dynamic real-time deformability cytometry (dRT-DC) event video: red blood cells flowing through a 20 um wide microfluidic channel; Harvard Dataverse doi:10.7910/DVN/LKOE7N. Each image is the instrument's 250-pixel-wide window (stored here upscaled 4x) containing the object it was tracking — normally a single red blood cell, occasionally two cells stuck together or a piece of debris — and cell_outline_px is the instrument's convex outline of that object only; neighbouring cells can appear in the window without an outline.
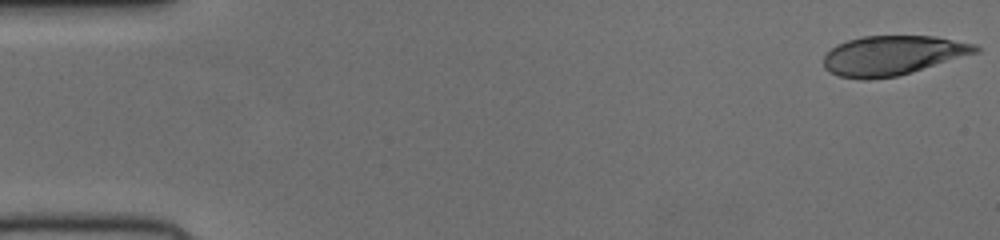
{"species": "human", "species_latin": "Homo sapiens", "temperature_condition": "cold", "stored_images_in_passage": 51, "camera_frame_rate_fps": 3000, "um_per_image_px": 0.085, "donor": {"sex": "female"}, "frame": {"image": 1, "passage_image": 1, "time_ms": 0.0, "image_size_px": [1000, 240], "cell_outline_px": [[980, 52], [912, 72], [896, 76], [868, 80], [860, 80], [840, 76], [828, 72], [824, 68], [824, 56], [836, 44], [848, 40], [864, 36], [932, 36], [976, 44], [980, 48]], "centroid_in_image_um": [75.86, 4.72], "position_along_channel_um": 9.1, "area_um2": 35.03}}
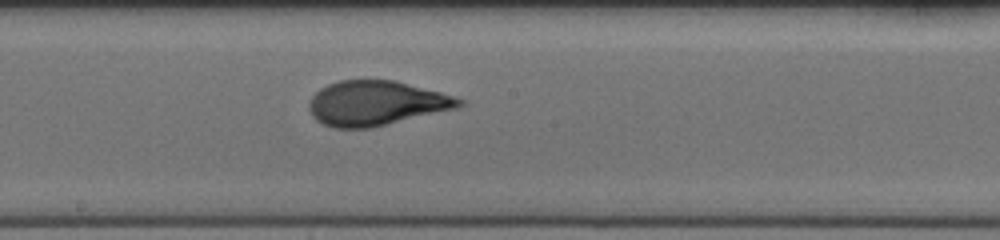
{"frame": {"image": 2, "passage_image": 28, "time_ms": 9.0, "image_size_px": [1000, 240], "cell_outline_px": [[464, 104], [456, 108], [372, 128], [332, 128], [316, 120], [312, 116], [308, 108], [308, 104], [312, 96], [320, 88], [328, 84], [340, 80], [396, 80], [440, 92], [464, 100]], "centroid_in_image_um": [31.94, 8.77], "position_along_channel_um": 216.3, "area_um2": 39.07}}
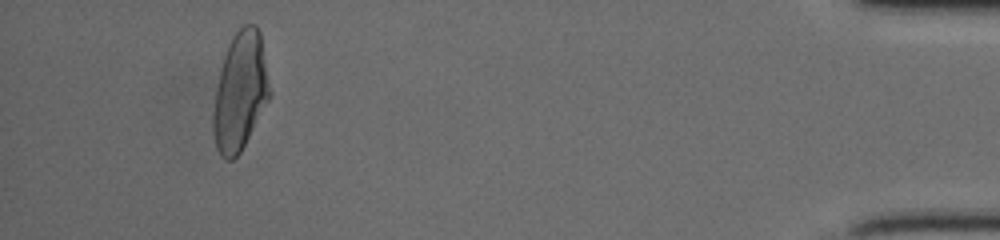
{"frame": {"image": 3, "passage_image": 48, "time_ms": 15.667, "image_size_px": [1000, 240], "cell_outline_px": [[268, 100], [240, 152], [232, 160], [224, 160], [220, 156], [216, 148], [212, 128], [212, 112], [216, 88], [224, 56], [228, 44], [232, 36], [244, 24], [256, 24], [260, 32], [268, 88]], "centroid_in_image_um": [20.36, 7.81], "position_along_channel_um": 414.8, "area_um2": 38.09}}